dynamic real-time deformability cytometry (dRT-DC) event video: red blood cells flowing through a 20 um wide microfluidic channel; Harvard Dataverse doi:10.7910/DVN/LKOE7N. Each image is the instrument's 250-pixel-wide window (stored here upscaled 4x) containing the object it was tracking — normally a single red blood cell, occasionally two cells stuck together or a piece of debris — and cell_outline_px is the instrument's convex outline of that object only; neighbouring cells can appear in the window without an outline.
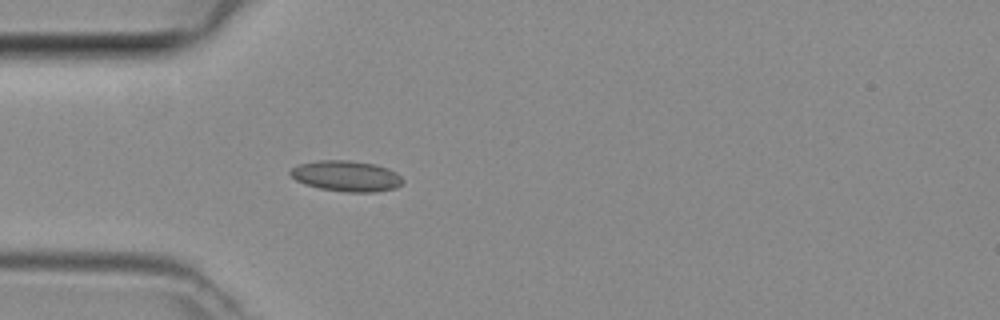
{"species": "common noctule bat (a hibernating species)", "species_latin": "Nyctalus noctula", "temperature_condition": "room temperature", "stored_images_in_passage": 4, "camera_frame_rate_fps": 3000, "um_per_image_px": 0.085, "animal": {"sex": "female", "body_mass_g": 29.2, "forearm_length_mm": 56.3}, "frame": {"image": 1, "passage_image": 4, "time_ms": 1.0, "image_size_px": [1000, 320], "cell_outline_px": [[404, 184], [396, 188], [376, 192], [348, 192], [320, 188], [304, 184], [296, 180], [288, 172], [292, 168], [300, 164], [316, 160], [348, 160], [376, 164], [388, 168], [396, 172], [404, 180]], "centroid_in_image_um": [29.47, 14.96], "position_along_channel_um": 55.5, "area_um2": 20.29}}